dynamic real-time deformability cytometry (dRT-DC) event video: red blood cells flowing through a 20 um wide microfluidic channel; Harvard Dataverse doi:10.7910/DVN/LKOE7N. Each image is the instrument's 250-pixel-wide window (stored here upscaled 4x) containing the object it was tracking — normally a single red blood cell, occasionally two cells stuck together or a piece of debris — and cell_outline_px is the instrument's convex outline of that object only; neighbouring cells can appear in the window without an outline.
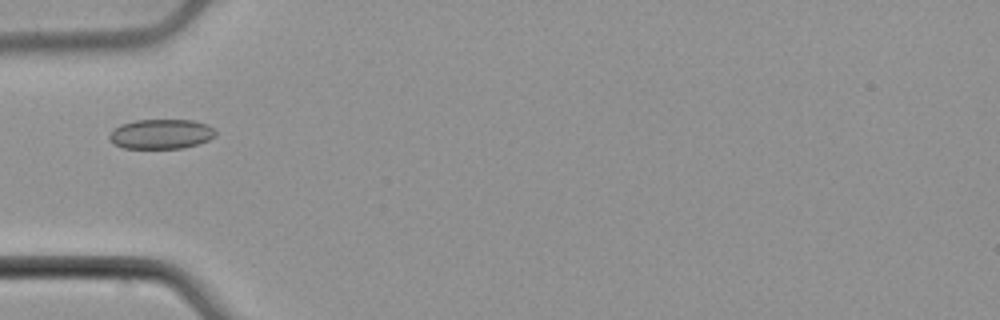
{"species": "common noctule bat (a hibernating species)", "species_latin": "Nyctalus noctula", "temperature_condition": "cold", "stored_images_in_passage": 4, "camera_frame_rate_fps": 3000, "um_per_image_px": 0.085, "animal": {"sex": "male", "body_mass_g": 21.5, "forearm_length_mm": 52.0}, "frame": {"image": 1, "passage_image": 4, "time_ms": 1.0, "image_size_px": [1000, 320], "cell_outline_px": [[216, 136], [208, 140], [184, 148], [124, 148], [112, 144], [108, 136], [112, 128], [120, 124], [136, 120], [192, 120], [208, 124], [216, 132]], "centroid_in_image_um": [13.65, 11.39], "position_along_channel_um": 71.3, "area_um2": 18.55}}